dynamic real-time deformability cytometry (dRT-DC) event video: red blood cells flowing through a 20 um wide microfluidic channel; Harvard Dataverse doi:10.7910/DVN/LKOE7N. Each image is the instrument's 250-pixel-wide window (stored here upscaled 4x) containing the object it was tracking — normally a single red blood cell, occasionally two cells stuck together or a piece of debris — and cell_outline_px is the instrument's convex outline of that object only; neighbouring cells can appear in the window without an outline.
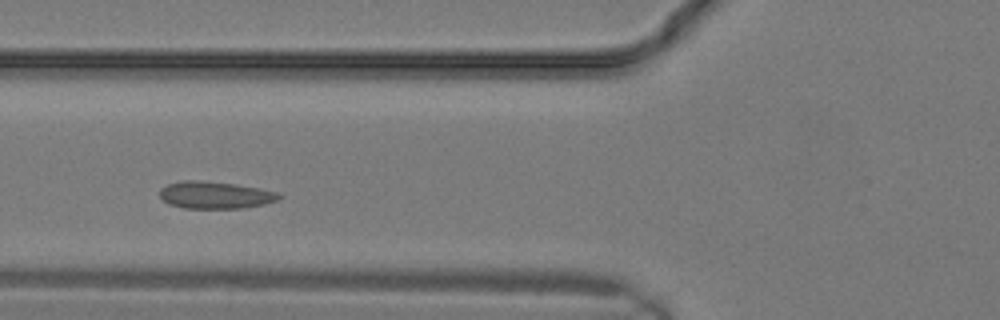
{"species": "common noctule bat (a hibernating species)", "species_latin": "Nyctalus noctula", "temperature_condition": "warm", "stored_images_in_passage": 14, "camera_frame_rate_fps": 3000, "um_per_image_px": 0.085, "animal": {"sex": "male", "body_mass_g": 19.2, "forearm_length_mm": 51.8}, "frame": {"image": 1, "passage_image": 5, "time_ms": 1.333, "image_size_px": [1000, 320], "cell_outline_px": [[284, 196], [276, 200], [264, 204], [244, 208], [184, 208], [168, 204], [160, 196], [160, 188], [168, 184], [184, 180], [200, 180], [236, 184], [276, 192]], "centroid_in_image_um": [18.26, 16.58], "position_along_channel_um": 107.5, "area_um2": 18.79}}
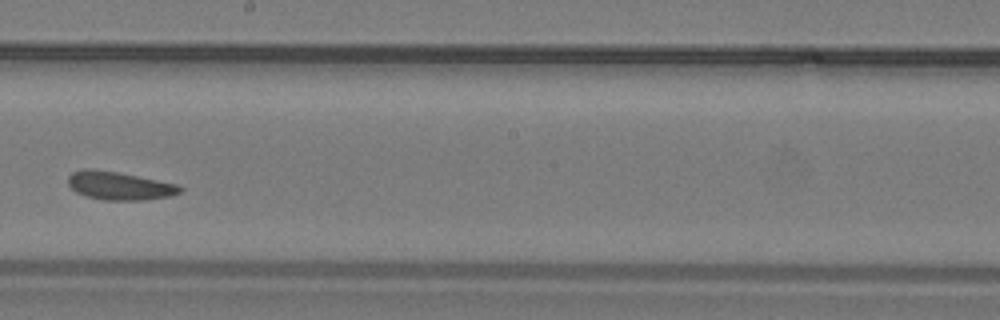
{"frame": {"image": 2, "passage_image": 10, "time_ms": 3.0, "image_size_px": [1000, 320], "cell_outline_px": [[184, 188], [180, 192], [168, 196], [144, 200], [104, 200], [88, 196], [76, 192], [68, 184], [68, 176], [72, 172], [84, 168], [92, 168], [116, 172], [176, 184]], "centroid_in_image_um": [10.11, 15.78], "position_along_channel_um": 238.1, "area_um2": 18.15}}
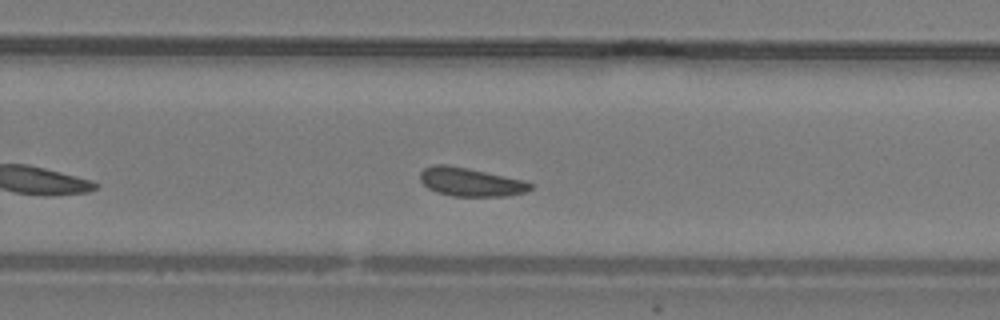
{"frame": {"image": 3, "passage_image": 12, "time_ms": 3.667, "image_size_px": [1000, 320], "cell_outline_px": [[536, 184], [532, 188], [524, 192], [508, 196], [452, 196], [436, 192], [428, 188], [420, 180], [420, 172], [424, 168], [432, 164], [448, 164], [468, 168], [504, 176]], "centroid_in_image_um": [39.96, 15.47], "position_along_channel_um": 289.8, "area_um2": 18.32}}